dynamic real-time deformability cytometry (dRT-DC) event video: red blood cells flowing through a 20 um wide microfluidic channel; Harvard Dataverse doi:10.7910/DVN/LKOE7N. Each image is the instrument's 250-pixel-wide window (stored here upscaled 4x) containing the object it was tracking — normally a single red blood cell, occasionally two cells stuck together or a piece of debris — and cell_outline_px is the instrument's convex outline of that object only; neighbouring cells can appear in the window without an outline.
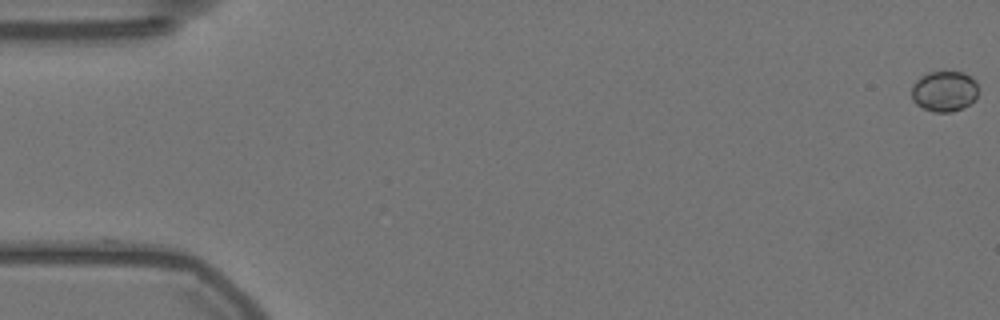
{"species": "Egyptian fruit bat (a non-hibernating species)", "species_latin": "Rousettus aegyptiacus", "temperature_condition": "warm", "stored_images_in_passage": 59, "camera_frame_rate_fps": 3000, "um_per_image_px": 0.085, "animal": {"sex": "female"}, "frame": {"image": 1, "passage_image": 1, "time_ms": 0.0, "image_size_px": [1000, 320], "cell_outline_px": [[976, 100], [964, 108], [952, 112], [932, 112], [916, 104], [912, 100], [912, 88], [916, 80], [920, 76], [928, 72], [964, 72], [976, 80]], "centroid_in_image_um": [80.27, 7.76], "position_along_channel_um": 4.7, "area_um2": 15.9}}
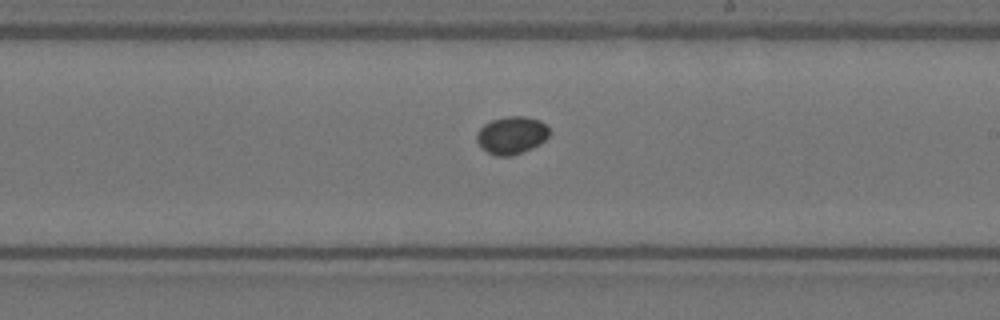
{"frame": {"image": 2, "passage_image": 34, "time_ms": 11.0, "image_size_px": [1000, 320], "cell_outline_px": [[548, 136], [544, 140], [532, 148], [512, 156], [496, 156], [488, 152], [476, 140], [476, 132], [484, 124], [492, 120], [504, 116], [524, 116], [540, 120], [548, 128]], "centroid_in_image_um": [43.46, 11.48], "position_along_channel_um": 245.5, "area_um2": 15.78}}
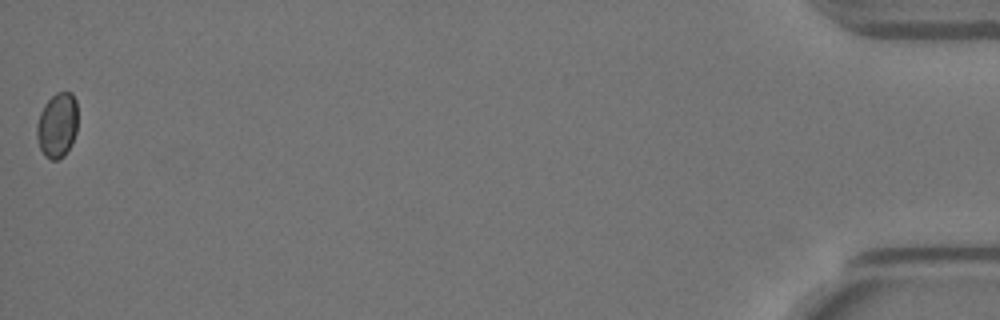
{"frame": {"image": 3, "passage_image": 58, "time_ms": 19.0, "image_size_px": [1000, 320], "cell_outline_px": [[76, 132], [72, 144], [64, 156], [56, 160], [52, 160], [44, 156], [40, 148], [36, 136], [36, 124], [40, 112], [44, 104], [56, 92], [72, 92], [76, 100]], "centroid_in_image_um": [4.85, 10.65], "position_along_channel_um": 430.4, "area_um2": 15.61}}